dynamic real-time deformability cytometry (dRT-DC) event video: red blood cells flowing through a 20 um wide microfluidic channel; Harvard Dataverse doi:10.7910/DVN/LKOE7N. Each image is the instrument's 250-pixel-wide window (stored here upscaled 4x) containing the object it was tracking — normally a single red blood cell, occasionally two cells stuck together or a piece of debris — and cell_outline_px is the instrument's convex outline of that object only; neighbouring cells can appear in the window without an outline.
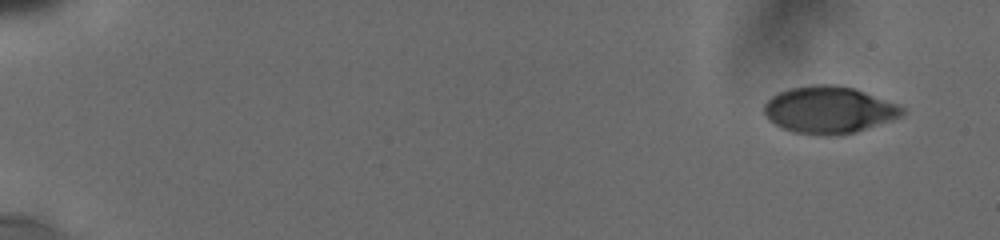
{"species": "human", "species_latin": "Homo sapiens", "temperature_condition": "cold", "stored_images_in_passage": 7, "camera_frame_rate_fps": 3000, "um_per_image_px": 0.085, "donor": {"sex": "male"}, "frame": {"image": 1, "passage_image": 1, "time_ms": 0.0, "image_size_px": [1000, 240], "cell_outline_px": [[908, 112], [892, 120], [856, 132], [832, 136], [820, 136], [792, 132], [768, 120], [764, 112], [764, 104], [772, 96], [788, 88], [812, 84], [836, 84], [856, 88], [900, 104]], "centroid_in_image_um": [70.5, 9.33], "position_along_channel_um": 14.5, "area_um2": 38.44}}
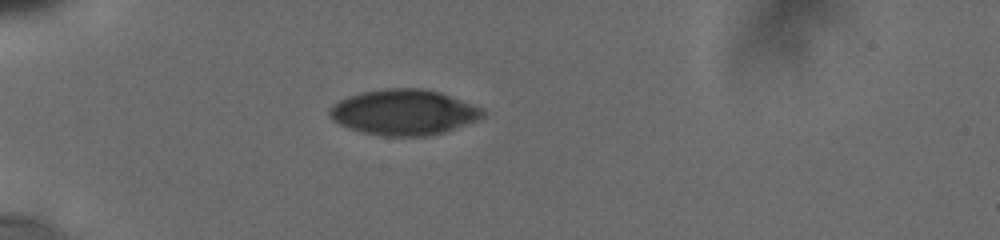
{"frame": {"image": 2, "passage_image": 5, "time_ms": 4.667, "image_size_px": [1000, 240], "cell_outline_px": [[484, 116], [480, 120], [444, 132], [428, 136], [384, 136], [364, 132], [340, 124], [332, 120], [328, 112], [328, 108], [332, 104], [348, 96], [360, 92], [388, 88], [420, 88], [440, 92], [484, 108]], "centroid_in_image_um": [34.35, 9.54], "position_along_channel_um": 50.7, "area_um2": 40.75}}